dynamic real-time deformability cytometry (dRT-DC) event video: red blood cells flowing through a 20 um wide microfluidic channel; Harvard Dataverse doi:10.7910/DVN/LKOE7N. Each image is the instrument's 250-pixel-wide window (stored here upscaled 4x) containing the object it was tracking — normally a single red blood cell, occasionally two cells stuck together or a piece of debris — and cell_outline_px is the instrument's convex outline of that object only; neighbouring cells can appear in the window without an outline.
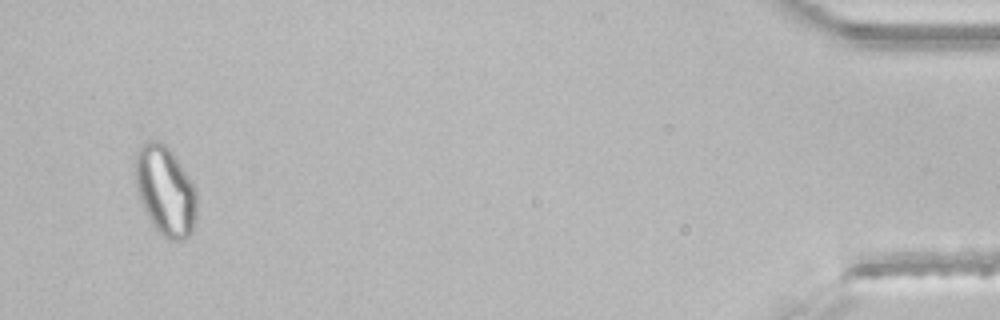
{"species": "common noctule bat (a hibernating species)", "species_latin": "Nyctalus noctula", "temperature_condition": "room temperature", "stored_images_in_passage": 44, "segment_of_instrument_passage": [2, 2], "camera_frame_rate_fps": 3000, "um_per_image_px": 0.085, "animal": {"sex": "male", "body_mass_g": 21.5, "forearm_length_mm": 52.0}, "frame": {"image": 1, "passage_image": 42, "time_ms": 13.667, "image_size_px": [1000, 320], "cell_outline_px": [[196, 220], [192, 232], [184, 240], [168, 240], [152, 224], [140, 200], [136, 188], [136, 152], [140, 144], [144, 140], [160, 140], [176, 156], [196, 188]], "centroid_in_image_um": [14.06, 16.19], "position_along_channel_um": 421.1, "area_um2": 32.19}}